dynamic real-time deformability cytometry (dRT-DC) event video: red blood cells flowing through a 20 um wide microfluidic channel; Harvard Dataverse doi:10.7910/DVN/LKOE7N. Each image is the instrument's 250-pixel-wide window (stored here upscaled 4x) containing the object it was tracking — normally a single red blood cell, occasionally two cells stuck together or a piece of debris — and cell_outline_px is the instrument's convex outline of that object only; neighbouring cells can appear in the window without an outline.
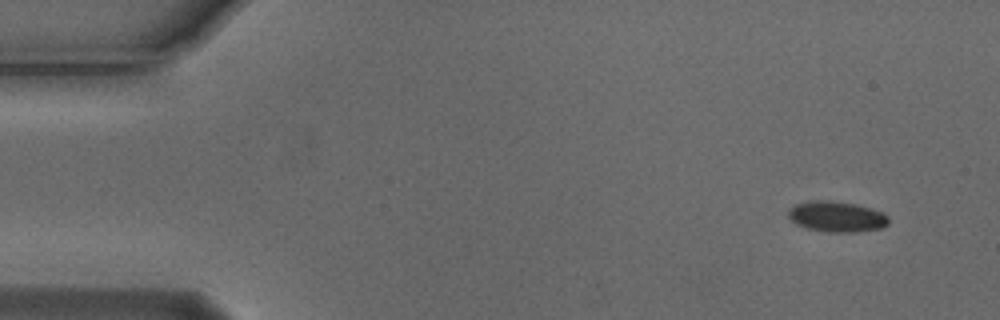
{"species": "Egyptian fruit bat (a non-hibernating species)", "species_latin": "Rousettus aegyptiacus", "temperature_condition": "cold", "stored_images_in_passage": 53, "camera_frame_rate_fps": 3000, "um_per_image_px": 0.085, "animal": {"sex": "male"}, "frame": {"image": 1, "passage_image": 4, "time_ms": 1.0, "image_size_px": [1000, 320], "cell_outline_px": [[888, 224], [880, 228], [856, 232], [828, 232], [808, 228], [796, 224], [788, 216], [788, 208], [796, 204], [812, 200], [828, 200], [856, 204], [872, 208], [884, 212], [888, 216]], "centroid_in_image_um": [71.13, 18.4], "position_along_channel_um": 13.9, "area_um2": 17.98}}
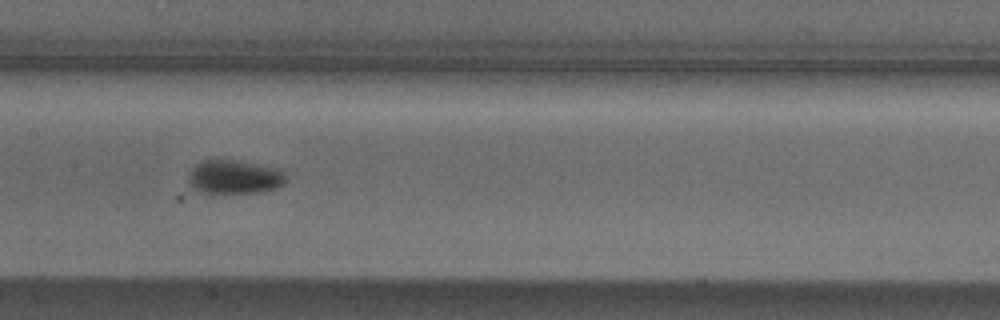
{"frame": {"image": 2, "passage_image": 27, "time_ms": 8.667, "image_size_px": [1000, 320], "cell_outline_px": [[284, 184], [260, 192], [200, 192], [192, 188], [188, 180], [188, 176], [192, 168], [200, 160], [232, 160], [276, 168], [284, 176]], "centroid_in_image_um": [19.83, 15.04], "position_along_channel_um": 187.6, "area_um2": 18.61}}
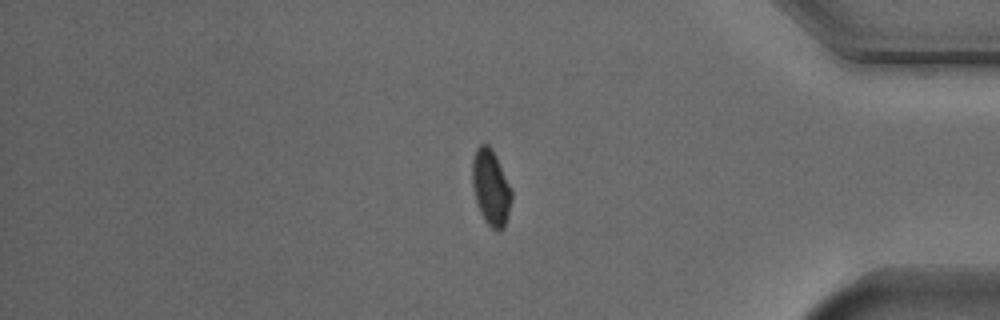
{"frame": {"image": 3, "passage_image": 46, "time_ms": 15.0, "image_size_px": [1000, 320], "cell_outline_px": [[512, 196], [508, 216], [504, 228], [500, 232], [496, 232], [484, 220], [476, 204], [472, 184], [472, 160], [476, 148], [480, 144], [488, 144], [492, 148], [512, 188]], "centroid_in_image_um": [41.72, 15.95], "position_along_channel_um": 393.5, "area_um2": 17.69}, "authors_computed_cell_mechanics": {"area_um2": 17.5712, "velocity_mm_per_s": 3.7161, "shape_relaxation_time_tau1_ms": 3.0471, "shape_relaxation_time_tau2_ms": null, "deformation_change_tau1": 0.0635, "deformation_change_tau2": null}}